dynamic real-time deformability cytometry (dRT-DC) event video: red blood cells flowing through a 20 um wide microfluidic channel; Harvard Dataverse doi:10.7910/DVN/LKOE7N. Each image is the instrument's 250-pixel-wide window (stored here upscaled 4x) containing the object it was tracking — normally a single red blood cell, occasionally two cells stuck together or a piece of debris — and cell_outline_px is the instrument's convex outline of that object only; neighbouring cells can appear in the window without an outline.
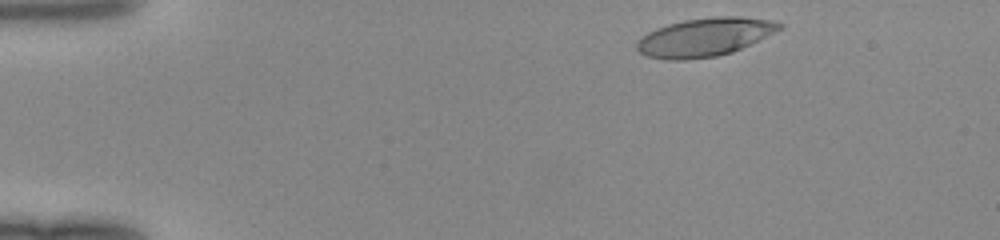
{"species": "human", "species_latin": "Homo sapiens", "temperature_condition": "room temperature", "stored_images_in_passage": 44, "camera_frame_rate_fps": 3000, "um_per_image_px": 0.085, "donor": {"sex": "female"}, "frame": {"image": 1, "passage_image": 2, "time_ms": 0.333, "image_size_px": [1000, 240], "cell_outline_px": [[784, 28], [732, 52], [716, 56], [684, 60], [668, 60], [644, 56], [636, 48], [636, 44], [640, 36], [656, 28], [668, 24], [684, 20], [716, 16], [740, 16], [776, 20], [784, 24]], "centroid_in_image_um": [59.9, 3.15], "position_along_channel_um": 25.1, "area_um2": 32.14}}
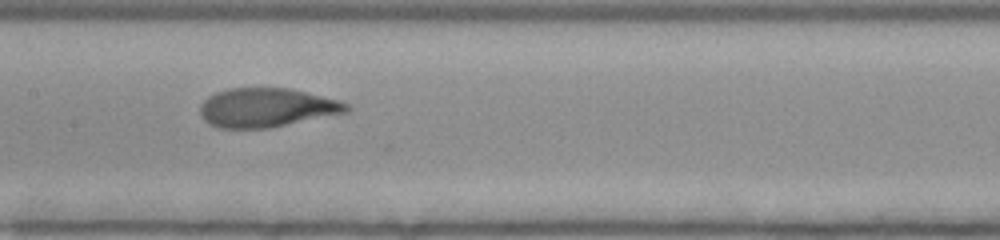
{"frame": {"image": 2, "passage_image": 20, "time_ms": 6.333, "image_size_px": [1000, 240], "cell_outline_px": [[352, 108], [348, 112], [268, 128], [216, 128], [208, 124], [200, 116], [200, 104], [208, 96], [216, 92], [228, 88], [288, 88], [336, 100], [348, 104]], "centroid_in_image_um": [22.6, 9.16], "position_along_channel_um": 184.8, "area_um2": 33.18}}
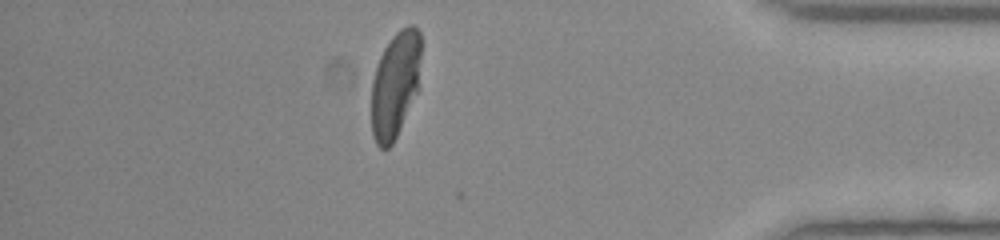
{"frame": {"image": 3, "passage_image": 38, "time_ms": 12.333, "image_size_px": [1000, 240], "cell_outline_px": [[420, 88], [392, 144], [388, 148], [380, 148], [376, 144], [372, 132], [372, 80], [376, 64], [384, 48], [392, 36], [400, 28], [408, 24], [412, 24], [420, 32]], "centroid_in_image_um": [33.61, 7.16], "position_along_channel_um": 401.6, "area_um2": 31.04}}